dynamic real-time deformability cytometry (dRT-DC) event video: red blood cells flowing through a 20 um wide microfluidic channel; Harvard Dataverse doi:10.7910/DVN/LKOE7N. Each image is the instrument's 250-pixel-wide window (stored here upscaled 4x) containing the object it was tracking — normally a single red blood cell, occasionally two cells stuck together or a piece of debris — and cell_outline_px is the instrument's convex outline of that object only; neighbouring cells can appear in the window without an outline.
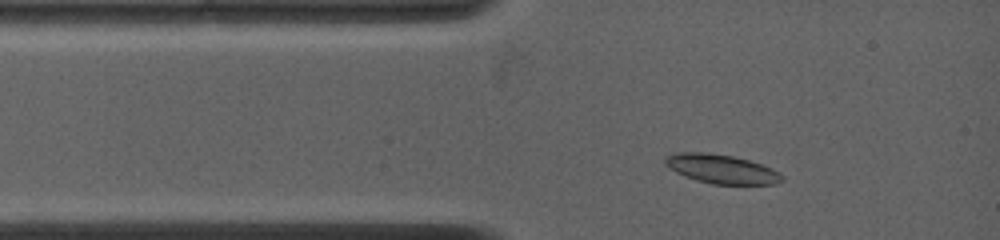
{"species": "common noctule bat (a hibernating species)", "species_latin": "Nyctalus noctula", "temperature_condition": "warm", "stored_images_in_passage": 48, "camera_frame_rate_fps": 4500, "um_per_image_px": 0.085, "animal": {"sex": "female", "body_mass_g": 19.0, "forearm_length_mm": 53.3}, "frame": {"image": 1, "passage_image": 3, "time_ms": 0.444, "image_size_px": [1000, 240], "cell_outline_px": [[784, 180], [776, 184], [712, 184], [696, 180], [684, 176], [668, 168], [664, 164], [664, 160], [668, 156], [676, 152], [708, 152], [732, 156], [748, 160], [772, 168], [780, 172], [784, 176]], "centroid_in_image_um": [61.33, 14.36], "position_along_channel_um": 23.7, "area_um2": 19.88}}
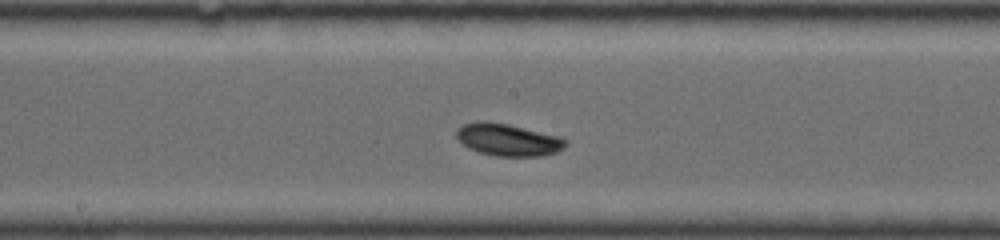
{"frame": {"image": 2, "passage_image": 28, "time_ms": 5.556, "image_size_px": [1000, 240], "cell_outline_px": [[568, 144], [564, 148], [556, 152], [544, 156], [496, 156], [480, 152], [468, 148], [456, 140], [456, 128], [464, 124], [484, 120], [508, 124], [560, 136], [568, 140]], "centroid_in_image_um": [43.18, 11.88], "position_along_channel_um": 205.0, "area_um2": 20.75}}
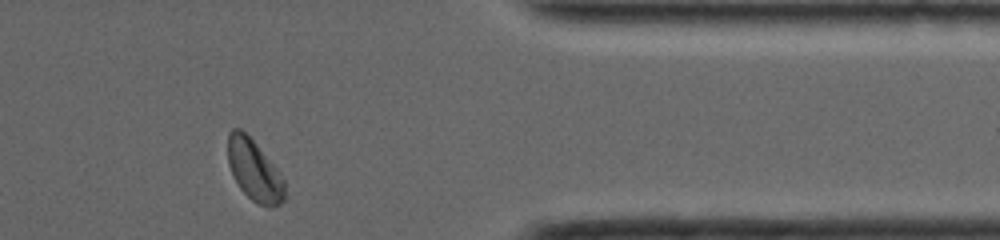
{"frame": {"image": 3, "passage_image": 45, "time_ms": 10.889, "image_size_px": [1000, 240], "cell_outline_px": [[284, 200], [280, 204], [272, 208], [268, 208], [252, 200], [240, 188], [232, 176], [228, 164], [228, 132], [232, 128], [240, 128], [256, 144], [276, 168], [284, 180]], "centroid_in_image_um": [21.59, 14.49], "position_along_channel_um": 389.8, "area_um2": 20.11}, "authors_computed_cell_mechanics": {"area_um2": 20.1144, "velocity_mm_per_s": 3.8108, "shape_relaxation_time_tau1_ms": 3.0047, "shape_relaxation_time_tau2_ms": null, "deformation_change_tau1": 0.1041, "deformation_change_tau2": null}}